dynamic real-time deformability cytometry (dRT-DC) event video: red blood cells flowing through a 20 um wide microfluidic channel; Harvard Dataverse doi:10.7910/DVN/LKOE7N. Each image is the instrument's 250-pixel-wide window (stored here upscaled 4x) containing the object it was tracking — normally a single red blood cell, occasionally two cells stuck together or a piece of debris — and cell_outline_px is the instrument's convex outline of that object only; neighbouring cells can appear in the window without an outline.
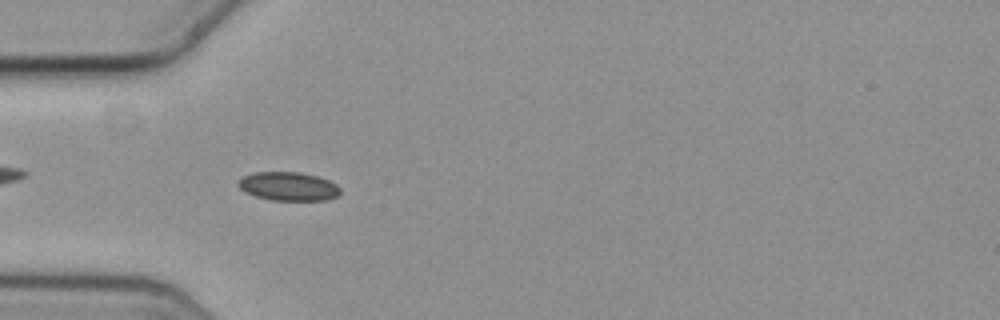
{"species": "common noctule bat (a hibernating species)", "species_latin": "Nyctalus noctula", "temperature_condition": "cold", "stored_images_in_passage": 44, "camera_frame_rate_fps": 3000, "um_per_image_px": 0.085, "animal": {"sex": "female", "body_mass_g": 19.3, "forearm_length_mm": 54.1}, "frame": {"image": 1, "passage_image": 4, "time_ms": 1.0, "image_size_px": [1000, 320], "cell_outline_px": [[340, 196], [328, 200], [268, 200], [244, 192], [236, 184], [244, 176], [256, 172], [300, 172], [316, 176], [328, 180], [336, 184], [340, 188]], "centroid_in_image_um": [24.53, 15.85], "position_along_channel_um": 60.5, "area_um2": 17.11}}
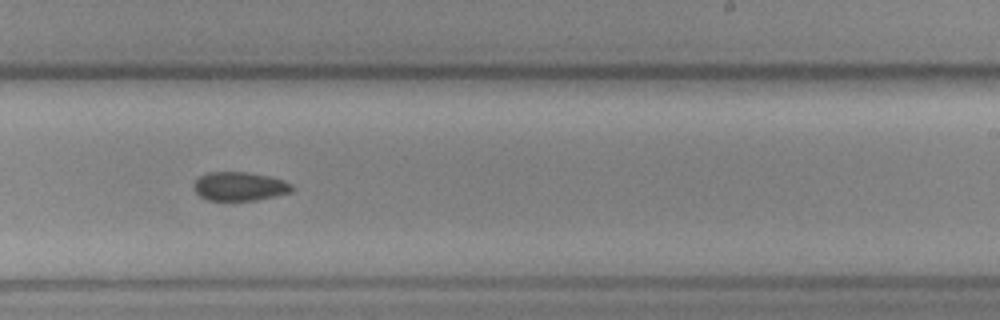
{"frame": {"image": 2, "passage_image": 22, "time_ms": 7.0, "image_size_px": [1000, 320], "cell_outline_px": [[292, 192], [256, 200], [208, 200], [200, 196], [196, 192], [196, 180], [200, 176], [208, 172], [248, 172], [268, 176], [284, 180], [292, 184]], "centroid_in_image_um": [20.4, 15.83], "position_along_channel_um": 268.6, "area_um2": 16.24}}
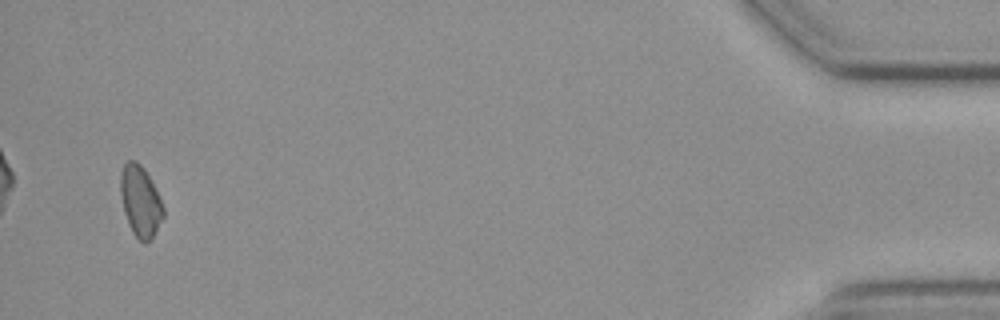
{"frame": {"image": 3, "passage_image": 42, "time_ms": 13.667, "image_size_px": [1000, 320], "cell_outline_px": [[164, 216], [152, 236], [144, 244], [132, 232], [128, 224], [124, 212], [120, 192], [120, 176], [124, 164], [128, 160], [136, 160], [144, 168], [152, 180], [156, 188], [164, 208]], "centroid_in_image_um": [11.93, 17.07], "position_along_channel_um": 423.3, "area_um2": 17.69}}